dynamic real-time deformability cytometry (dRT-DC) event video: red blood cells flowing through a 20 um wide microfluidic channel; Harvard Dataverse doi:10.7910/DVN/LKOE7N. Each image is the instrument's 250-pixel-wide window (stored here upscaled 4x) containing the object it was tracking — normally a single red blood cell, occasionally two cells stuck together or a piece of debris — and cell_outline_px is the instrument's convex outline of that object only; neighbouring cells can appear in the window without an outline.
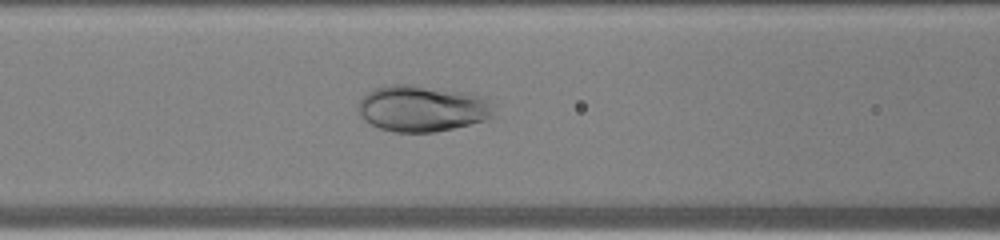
{"species": "human", "species_latin": "Homo sapiens", "temperature_condition": "warm", "stored_images_in_passage": 31, "camera_frame_rate_fps": 3000, "um_per_image_px": 0.085, "donor": {"sex": "male"}, "frame": {"image": 1, "passage_image": 6, "time_ms": 1.667, "image_size_px": [1000, 240], "cell_outline_px": [[496, 116], [484, 120], [436, 132], [396, 132], [380, 128], [364, 120], [360, 116], [360, 100], [372, 88], [388, 84], [416, 84], [472, 92], [488, 96]], "centroid_in_image_um": [35.95, 9.18], "position_along_channel_um": 130.6, "area_um2": 37.17}}
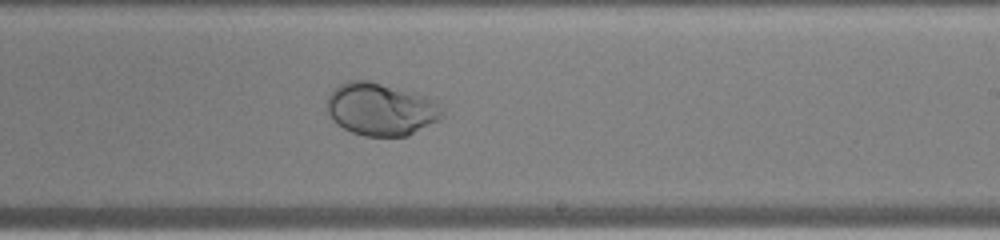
{"frame": {"image": 2, "passage_image": 14, "time_ms": 4.333, "image_size_px": [1000, 240], "cell_outline_px": [[448, 116], [408, 136], [364, 136], [352, 132], [336, 124], [332, 120], [328, 112], [328, 96], [340, 84], [348, 80], [368, 80], [428, 96]], "centroid_in_image_um": [32.4, 9.3], "position_along_channel_um": 256.6, "area_um2": 35.37}}
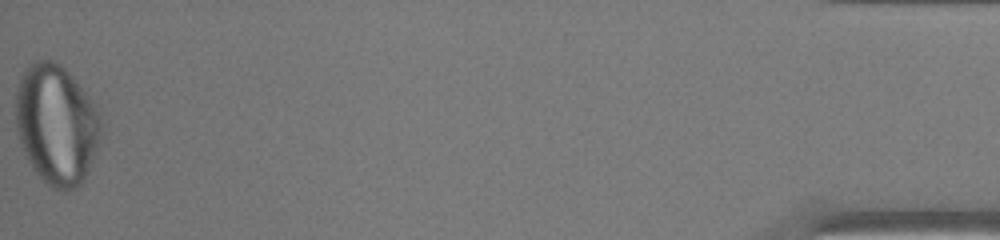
{"frame": {"image": 3, "passage_image": 31, "time_ms": 10.0, "image_size_px": [1000, 240], "cell_outline_px": [[104, 132], [88, 172], [84, 180], [76, 188], [64, 192], [52, 188], [32, 168], [24, 152], [16, 128], [16, 92], [20, 80], [24, 72], [36, 60], [56, 60], [72, 76], [88, 96], [100, 112]], "centroid_in_image_um": [4.84, 10.61], "position_along_channel_um": 430.4, "area_um2": 59.88}}